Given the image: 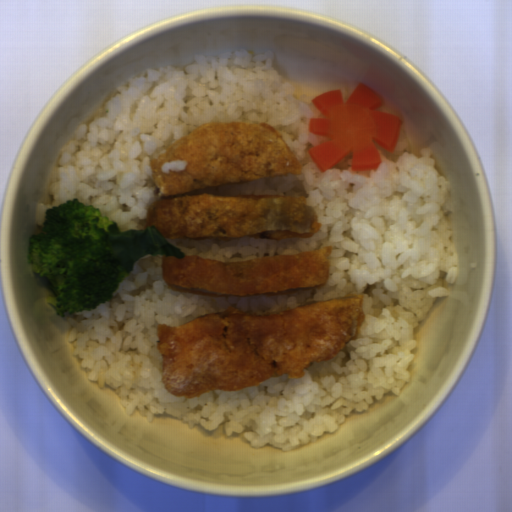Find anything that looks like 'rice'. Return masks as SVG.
<instances>
[{"mask_svg": "<svg viewBox=\"0 0 512 512\" xmlns=\"http://www.w3.org/2000/svg\"><path fill=\"white\" fill-rule=\"evenodd\" d=\"M273 53L225 51L192 55L186 66L147 70L118 87L91 123L62 146L49 185L47 210L78 198L99 208L120 231L148 229L159 190L151 160L182 136L210 121L268 123L283 138L302 172L293 176L212 187V195L306 197L319 229L310 238L243 237L228 241L165 238L185 256L225 263L284 256L331 247L322 287L279 296H196L167 286L163 256L135 261L110 299L65 315L70 352L88 378L108 386L128 415L145 422L167 414L200 425L213 437L242 438L251 447L290 450L337 431L352 412L385 396L400 395L414 361V331L436 298L450 295L458 250L444 207L452 185L435 168L433 148L413 154L401 128L393 153L374 145L378 169L353 171V153L322 171L309 154L331 139L310 133L311 118H326L290 91L274 69ZM363 295L365 320L335 358L235 391L212 390L191 398L168 394L161 383L156 325L179 326L235 307L275 315L297 307Z\"/></svg>", "mask_w": 512, "mask_h": 512, "instance_id": "1", "label": "rice"}, {"mask_svg": "<svg viewBox=\"0 0 512 512\" xmlns=\"http://www.w3.org/2000/svg\"><path fill=\"white\" fill-rule=\"evenodd\" d=\"M188 166V161L171 160V162L163 163L160 167L161 173L168 174L169 171H184Z\"/></svg>", "mask_w": 512, "mask_h": 512, "instance_id": "2", "label": "rice"}]
</instances>
